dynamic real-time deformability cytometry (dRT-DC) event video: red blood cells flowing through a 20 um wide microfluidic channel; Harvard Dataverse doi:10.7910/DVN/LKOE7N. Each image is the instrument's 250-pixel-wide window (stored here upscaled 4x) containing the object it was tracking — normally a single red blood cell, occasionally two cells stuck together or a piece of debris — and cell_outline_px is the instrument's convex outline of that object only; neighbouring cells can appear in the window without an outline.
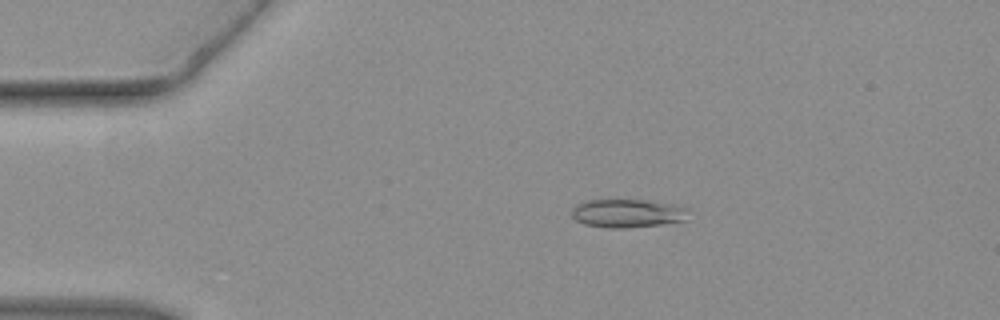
{"species": "common noctule bat (a hibernating species)", "species_latin": "Nyctalus noctula", "temperature_condition": "warm", "stored_images_in_passage": 36, "camera_frame_rate_fps": 3000, "um_per_image_px": 0.085, "animal": {"sex": "female", "body_mass_g": 19.3, "forearm_length_mm": 54.1}, "frame": {"image": 1, "passage_image": 1, "time_ms": 0.0, "image_size_px": [1000, 320], "cell_outline_px": [[688, 208], [684, 220], [660, 224], [624, 228], [608, 228], [584, 224], [576, 220], [572, 216], [572, 208], [576, 204], [588, 200], [644, 200], [672, 204]], "centroid_in_image_um": [53.28, 18.13], "position_along_channel_um": 31.7, "area_um2": 19.07}}
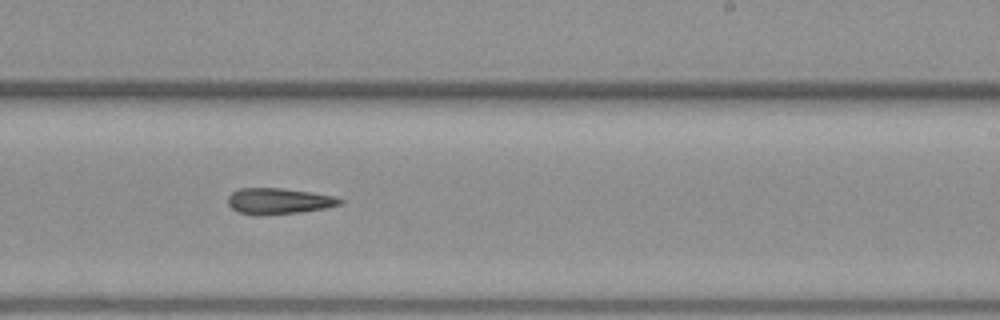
{"frame": {"image": 2, "passage_image": 20, "time_ms": 6.333, "image_size_px": [1000, 320], "cell_outline_px": [[344, 200], [340, 204], [324, 208], [300, 212], [264, 216], [256, 216], [236, 212], [228, 204], [228, 196], [232, 192], [240, 188], [280, 188], [312, 192], [336, 196]], "centroid_in_image_um": [23.66, 17.1], "position_along_channel_um": 265.3, "area_um2": 17.22}}
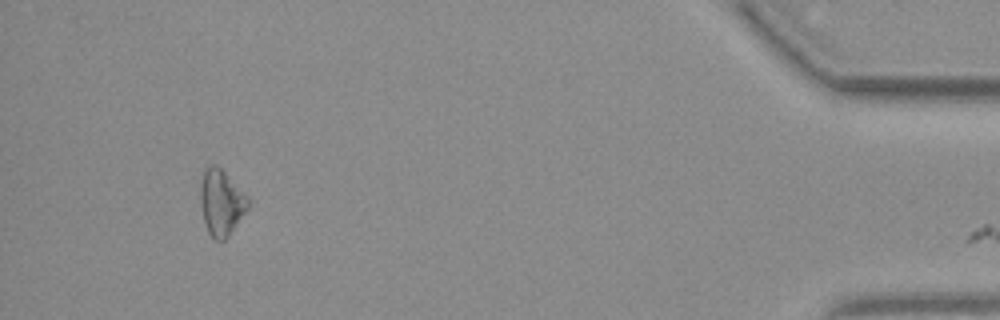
{"frame": {"image": 3, "passage_image": 35, "time_ms": 11.333, "image_size_px": [1000, 320], "cell_outline_px": [[248, 208], [228, 236], [224, 240], [212, 240], [208, 232], [204, 220], [200, 204], [200, 184], [204, 168], [212, 164], [216, 164], [248, 196]], "centroid_in_image_um": [18.78, 17.21], "position_along_channel_um": 416.4, "area_um2": 18.21}}